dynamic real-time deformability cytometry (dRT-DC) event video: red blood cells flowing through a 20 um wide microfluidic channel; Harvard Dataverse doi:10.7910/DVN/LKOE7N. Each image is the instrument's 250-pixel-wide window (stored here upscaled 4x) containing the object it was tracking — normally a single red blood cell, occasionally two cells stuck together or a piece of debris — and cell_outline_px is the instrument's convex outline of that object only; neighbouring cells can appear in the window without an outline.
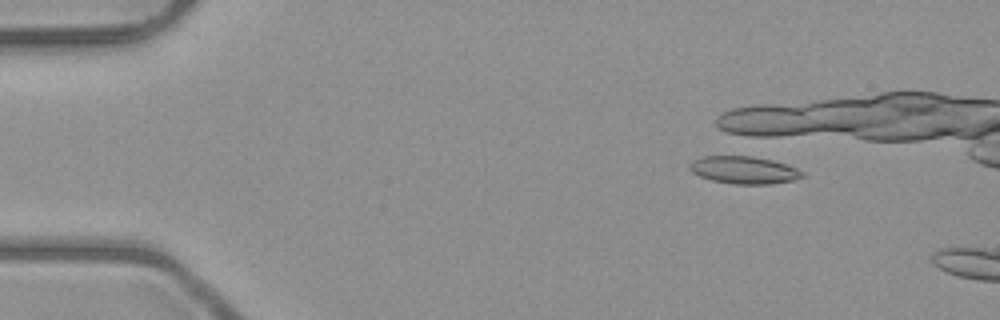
{"species": "common noctule bat (a hibernating species)", "species_latin": "Nyctalus noctula", "temperature_condition": "room temperature", "stored_images_in_passage": 3, "camera_frame_rate_fps": 3000, "um_per_image_px": 0.085, "animal": {"sex": "male", "body_mass_g": 23.1, "forearm_length_mm": 52.7}, "frame": {"image": 1, "passage_image": 2, "time_ms": 1.0, "image_size_px": [1000, 320], "cell_outline_px": [[804, 176], [792, 180], [768, 184], [732, 184], [712, 180], [700, 176], [692, 172], [688, 168], [688, 164], [692, 160], [704, 156], [752, 156], [772, 160], [796, 168], [804, 172]], "centroid_in_image_um": [63.19, 14.45], "position_along_channel_um": 21.8, "area_um2": 17.98}}